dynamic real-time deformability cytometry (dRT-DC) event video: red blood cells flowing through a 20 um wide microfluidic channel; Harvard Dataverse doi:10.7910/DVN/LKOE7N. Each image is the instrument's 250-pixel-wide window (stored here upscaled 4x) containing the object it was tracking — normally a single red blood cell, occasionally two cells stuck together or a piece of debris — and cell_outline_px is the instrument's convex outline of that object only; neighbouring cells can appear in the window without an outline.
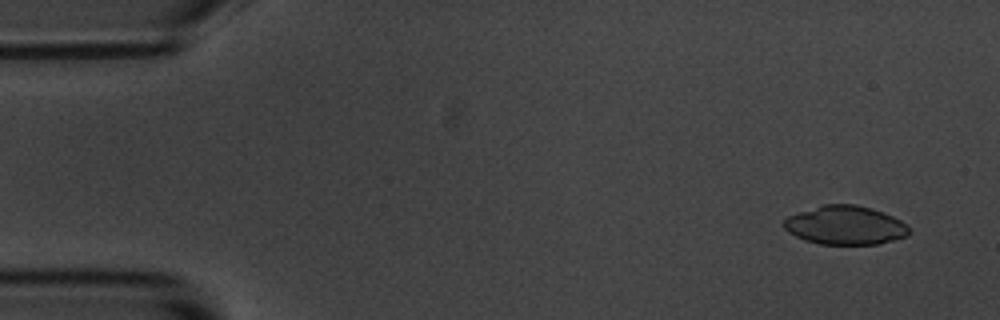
{"species": "common noctule bat (a hibernating species)", "species_latin": "Nyctalus noctula", "temperature_condition": "room temperature", "stored_images_in_passage": 55, "camera_frame_rate_fps": 3000, "um_per_image_px": 0.085, "animal": {"sex": "male", "body_mass_g": 20.1, "forearm_length_mm": 53.5}, "frame": {"image": 1, "passage_image": 4, "time_ms": 1.0, "image_size_px": [1000, 320], "cell_outline_px": [[908, 236], [880, 244], [820, 244], [804, 240], [788, 232], [784, 228], [784, 220], [788, 216], [824, 204], [856, 204], [872, 208], [892, 216], [900, 220], [908, 228]], "centroid_in_image_um": [71.84, 19.15], "position_along_channel_um": 13.2, "area_um2": 28.15}}